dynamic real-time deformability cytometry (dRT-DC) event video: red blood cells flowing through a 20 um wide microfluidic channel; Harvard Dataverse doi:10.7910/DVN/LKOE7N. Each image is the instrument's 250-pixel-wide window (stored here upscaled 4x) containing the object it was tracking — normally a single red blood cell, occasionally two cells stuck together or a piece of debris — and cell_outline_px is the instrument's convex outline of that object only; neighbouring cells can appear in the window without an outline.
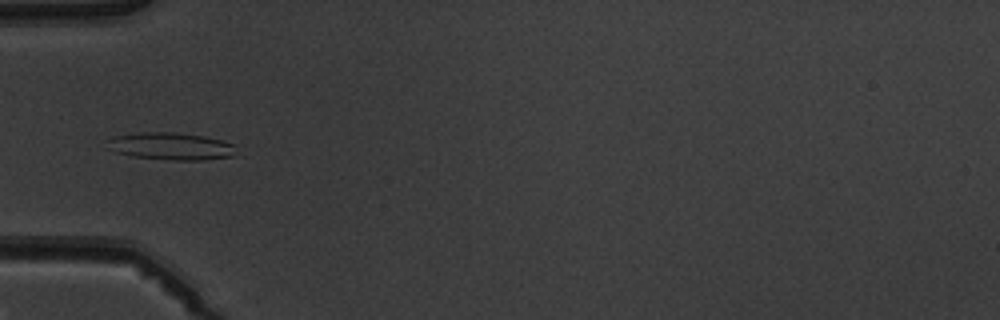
{"species": "common noctule bat (a hibernating species)", "species_latin": "Nyctalus noctula", "temperature_condition": "warm", "stored_images_in_passage": 6, "camera_frame_rate_fps": 3000, "um_per_image_px": 0.085, "animal": {"sex": "male", "body_mass_g": 19.5, "forearm_length_mm": 54.6}, "frame": {"image": 1, "passage_image": 5, "time_ms": 5.667, "image_size_px": [1000, 320], "cell_outline_px": [[236, 156], [204, 160], [168, 160], [132, 156], [116, 152], [104, 148], [108, 140], [112, 136], [136, 132], [172, 132], [204, 136], [236, 144]], "centroid_in_image_um": [14.51, 12.43], "position_along_channel_um": 70.5, "area_um2": 20.98}}
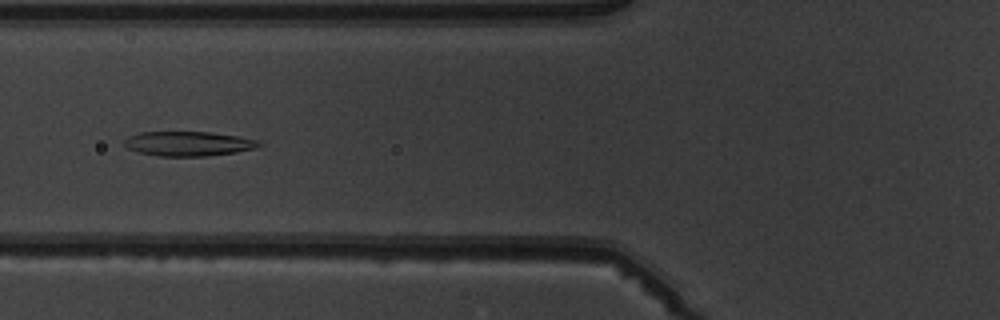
{"frame": {"image": 2, "passage_image": 6, "time_ms": 6.667, "image_size_px": [1000, 320], "cell_outline_px": [[264, 144], [256, 148], [236, 152], [208, 156], [156, 156], [140, 152], [128, 148], [124, 144], [124, 140], [128, 136], [140, 132], [208, 132], [236, 136], [256, 140]], "centroid_in_image_um": [16.0, 12.21], "position_along_channel_um": 109.8, "area_um2": 19.19}}